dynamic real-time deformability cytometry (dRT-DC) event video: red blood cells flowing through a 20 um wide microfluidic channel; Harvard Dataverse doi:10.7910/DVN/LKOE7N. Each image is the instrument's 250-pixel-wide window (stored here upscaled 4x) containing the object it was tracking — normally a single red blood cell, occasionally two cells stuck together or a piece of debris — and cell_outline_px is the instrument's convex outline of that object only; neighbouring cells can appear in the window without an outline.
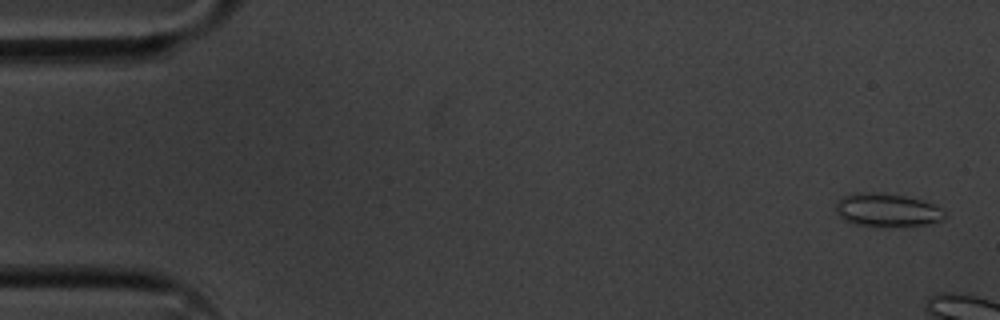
{"species": "common noctule bat (a hibernating species)", "species_latin": "Nyctalus noctula", "temperature_condition": "cold", "stored_images_in_passage": 3, "camera_frame_rate_fps": 3000, "um_per_image_px": 0.085, "animal": {"sex": "male", "body_mass_g": 20.1, "forearm_length_mm": 53.5}, "frame": {"image": 1, "passage_image": 1, "time_ms": 0.0, "image_size_px": [1000, 320], "cell_outline_px": [[944, 216], [940, 220], [928, 224], [880, 228], [856, 224], [844, 220], [836, 212], [836, 200], [852, 192], [880, 192], [904, 196], [924, 200], [940, 208], [944, 212]], "centroid_in_image_um": [75.35, 17.86], "position_along_channel_um": 9.7, "area_um2": 21.44}}